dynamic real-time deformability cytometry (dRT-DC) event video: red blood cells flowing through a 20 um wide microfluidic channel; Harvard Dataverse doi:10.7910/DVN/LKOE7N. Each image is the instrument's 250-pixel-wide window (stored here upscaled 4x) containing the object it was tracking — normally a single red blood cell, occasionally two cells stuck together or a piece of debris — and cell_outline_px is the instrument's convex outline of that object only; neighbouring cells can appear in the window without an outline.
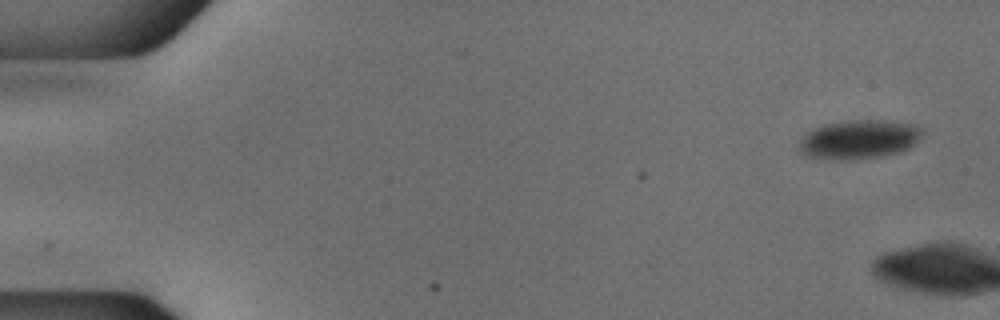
{"species": "common noctule bat (a hibernating species)", "species_latin": "Nyctalus noctula", "temperature_condition": "cold", "stored_images_in_passage": 3, "camera_frame_rate_fps": 3000, "um_per_image_px": 0.085, "animal": {"sex": "male", "body_mass_g": 18.8}, "frame": {"image": 1, "passage_image": 1, "time_ms": 0.0, "image_size_px": [1000, 320], "cell_outline_px": [[924, 132], [908, 148], [900, 152], [880, 156], [844, 160], [840, 160], [808, 156], [800, 152], [800, 140], [808, 132], [824, 124], [856, 120], [880, 120], [912, 124], [920, 128]], "centroid_in_image_um": [73.01, 11.85], "position_along_channel_um": 12.0, "area_um2": 27.34}}